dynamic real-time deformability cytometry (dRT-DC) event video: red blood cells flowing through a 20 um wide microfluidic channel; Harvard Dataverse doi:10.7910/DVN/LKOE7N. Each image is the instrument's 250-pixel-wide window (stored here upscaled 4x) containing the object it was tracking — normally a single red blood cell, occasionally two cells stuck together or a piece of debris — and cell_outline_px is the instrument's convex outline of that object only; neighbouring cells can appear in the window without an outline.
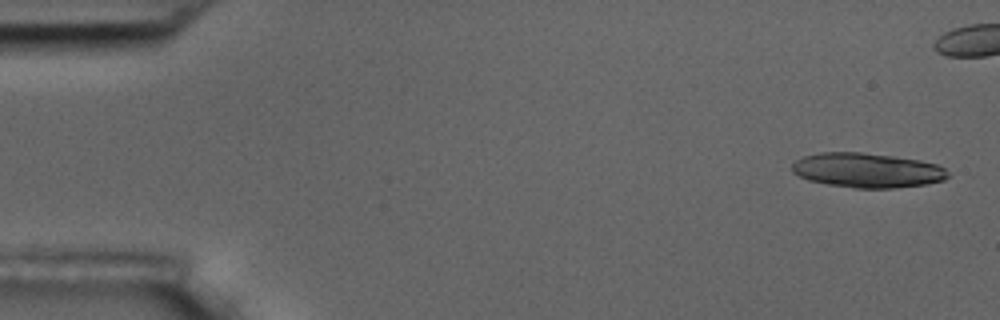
{"species": "common noctule bat (a hibernating species)", "species_latin": "Nyctalus noctula", "temperature_condition": "room temperature", "stored_images_in_passage": 6, "camera_frame_rate_fps": 3000, "um_per_image_px": 0.085, "animal": {"sex": "male", "body_mass_g": 17.5, "forearm_length_mm": 52.3}, "frame": {"image": 1, "passage_image": 1, "time_ms": 0.0, "image_size_px": [1000, 320], "cell_outline_px": [[948, 176], [944, 180], [928, 184], [896, 188], [856, 188], [828, 184], [808, 180], [792, 172], [792, 164], [796, 160], [804, 156], [820, 152], [860, 152], [892, 156], [920, 160], [936, 164], [944, 168], [948, 172]], "centroid_in_image_um": [73.71, 14.48], "position_along_channel_um": 11.3, "area_um2": 31.44}}
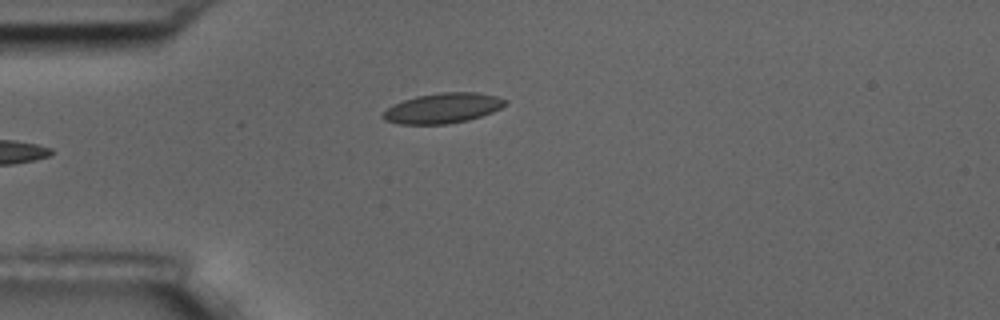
{"frame": {"image": 2, "passage_image": 6, "time_ms": 6.0, "image_size_px": [1000, 320], "cell_outline_px": [[508, 104], [492, 112], [468, 120], [448, 124], [400, 124], [384, 120], [380, 116], [388, 108], [404, 100], [416, 96], [440, 92], [476, 92], [496, 96], [508, 100]], "centroid_in_image_um": [37.66, 9.19], "position_along_channel_um": 47.3, "area_um2": 21.44}}